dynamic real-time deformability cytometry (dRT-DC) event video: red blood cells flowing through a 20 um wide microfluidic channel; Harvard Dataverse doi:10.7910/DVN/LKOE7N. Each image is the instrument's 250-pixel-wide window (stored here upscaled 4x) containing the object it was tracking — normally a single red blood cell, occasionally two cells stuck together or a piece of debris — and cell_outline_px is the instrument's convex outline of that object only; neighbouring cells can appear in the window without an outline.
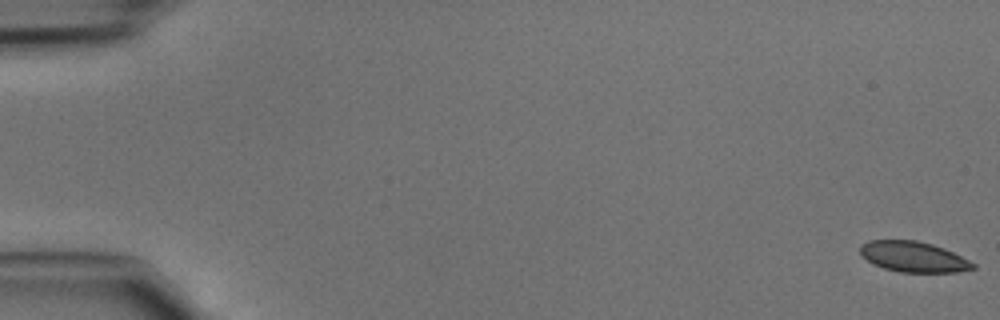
{"species": "common noctule bat (a hibernating species)", "species_latin": "Nyctalus noctula", "temperature_condition": "cold", "stored_images_in_passage": 47, "camera_frame_rate_fps": 3000, "um_per_image_px": 0.085, "animal": {"sex": "male", "body_mass_g": 15.6}, "frame": {"image": 1, "passage_image": 1, "time_ms": 0.0, "image_size_px": [1000, 320], "cell_outline_px": [[976, 268], [956, 272], [900, 272], [884, 268], [872, 264], [860, 256], [860, 244], [868, 240], [916, 240], [932, 244], [944, 248], [976, 264]], "centroid_in_image_um": [77.59, 21.82], "position_along_channel_um": 7.4, "area_um2": 20.17}}
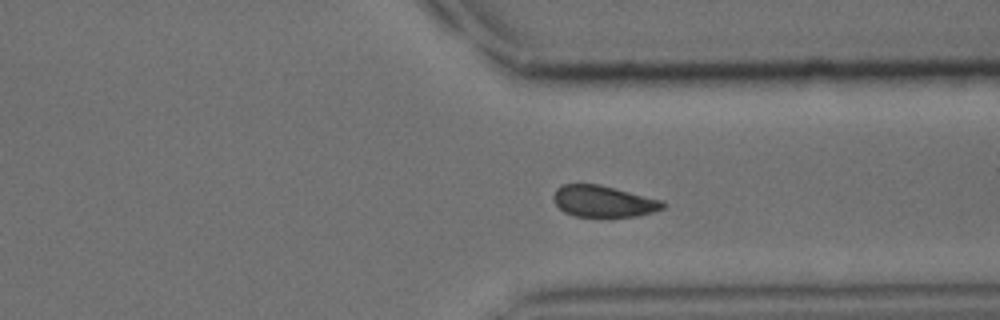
{"frame": {"image": 2, "passage_image": 36, "time_ms": 11.667, "image_size_px": [1000, 320], "cell_outline_px": [[664, 208], [652, 212], [636, 216], [572, 216], [564, 212], [552, 200], [552, 196], [556, 188], [560, 184], [600, 184], [664, 200]], "centroid_in_image_um": [51.26, 17.09], "position_along_channel_um": 360.1, "area_um2": 20.17}}
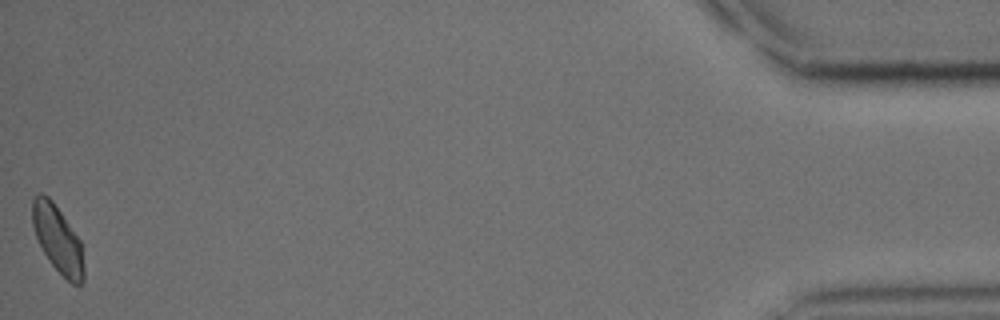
{"frame": {"image": 3, "passage_image": 47, "time_ms": 15.333, "image_size_px": [1000, 320], "cell_outline_px": [[84, 280], [80, 284], [72, 284], [52, 264], [44, 252], [36, 236], [32, 224], [32, 200], [40, 192], [48, 196], [52, 200], [80, 240], [84, 268]], "centroid_in_image_um": [4.9, 20.31], "position_along_channel_um": 430.3, "area_um2": 19.71}}